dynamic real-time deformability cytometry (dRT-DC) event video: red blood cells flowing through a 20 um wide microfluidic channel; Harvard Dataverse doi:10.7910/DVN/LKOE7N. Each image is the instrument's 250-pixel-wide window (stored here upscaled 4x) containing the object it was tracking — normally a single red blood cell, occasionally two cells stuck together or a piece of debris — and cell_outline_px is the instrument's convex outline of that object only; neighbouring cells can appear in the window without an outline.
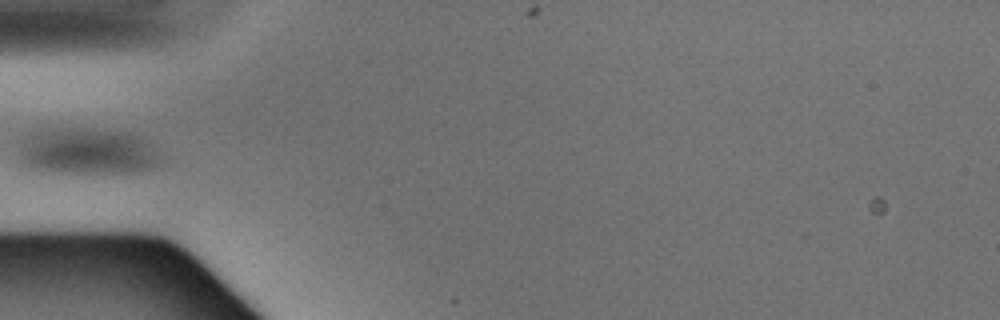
{"species": "Egyptian fruit bat (a non-hibernating species)", "species_latin": "Rousettus aegyptiacus", "temperature_condition": "warm", "stored_images_in_passage": 3, "camera_frame_rate_fps": 3000, "um_per_image_px": 0.085, "animal": {"sex": "male"}, "frame": {"image": 1, "passage_image": 3, "time_ms": 0.667, "image_size_px": [1000, 320], "cell_outline_px": [[164, 164], [160, 168], [140, 172], [112, 176], [84, 176], [40, 172], [24, 168], [20, 164], [20, 140], [32, 132], [48, 128], [92, 128], [128, 132], [140, 136], [152, 144], [164, 156]], "centroid_in_image_um": [7.49, 12.95], "position_along_channel_um": 77.5, "area_um2": 41.85}}